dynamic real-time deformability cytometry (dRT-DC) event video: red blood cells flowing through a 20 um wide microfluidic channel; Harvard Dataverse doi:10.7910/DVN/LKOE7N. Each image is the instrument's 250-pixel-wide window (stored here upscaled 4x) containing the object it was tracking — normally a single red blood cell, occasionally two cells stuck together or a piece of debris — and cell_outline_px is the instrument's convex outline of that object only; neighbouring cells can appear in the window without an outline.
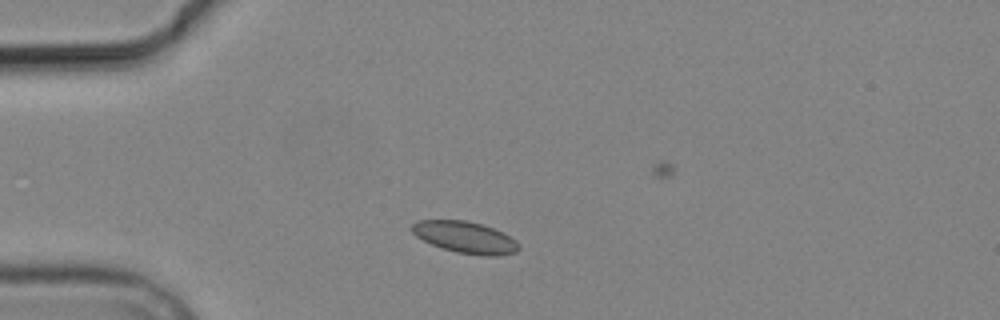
{"species": "common noctule bat (a hibernating species)", "species_latin": "Nyctalus noctula", "temperature_condition": "cold", "stored_images_in_passage": 6, "camera_frame_rate_fps": 3000, "um_per_image_px": 0.085, "animal": {"sex": "male", "body_mass_g": 19.2, "forearm_length_mm": 51.8}, "frame": {"image": 1, "passage_image": 1, "time_ms": 0.0, "image_size_px": [1000, 320], "cell_outline_px": [[520, 248], [516, 252], [496, 256], [480, 256], [456, 252], [440, 248], [416, 236], [412, 232], [412, 224], [420, 220], [468, 220], [484, 224], [516, 240]], "centroid_in_image_um": [39.54, 20.17], "position_along_channel_um": 45.5, "area_um2": 19.71}}
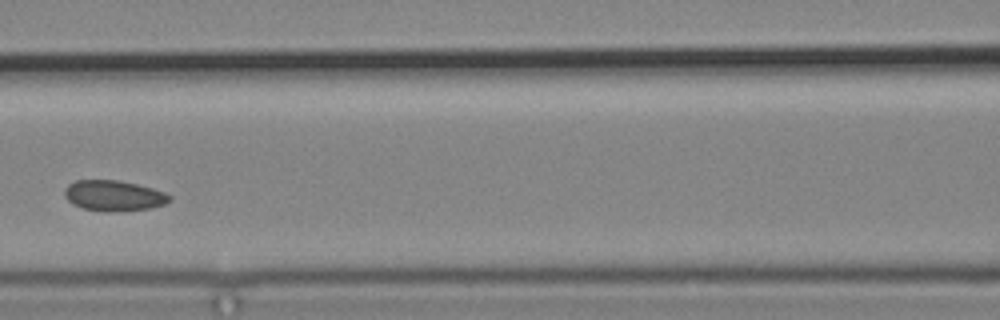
{"frame": {"image": 2, "passage_image": 4, "time_ms": 3.667, "image_size_px": [1000, 320], "cell_outline_px": [[172, 196], [164, 204], [152, 208], [112, 212], [104, 212], [84, 208], [72, 204], [64, 196], [64, 188], [68, 184], [76, 180], [116, 180], [136, 184], [152, 188], [164, 192]], "centroid_in_image_um": [9.63, 16.63], "position_along_channel_um": 157.0, "area_um2": 18.73}}
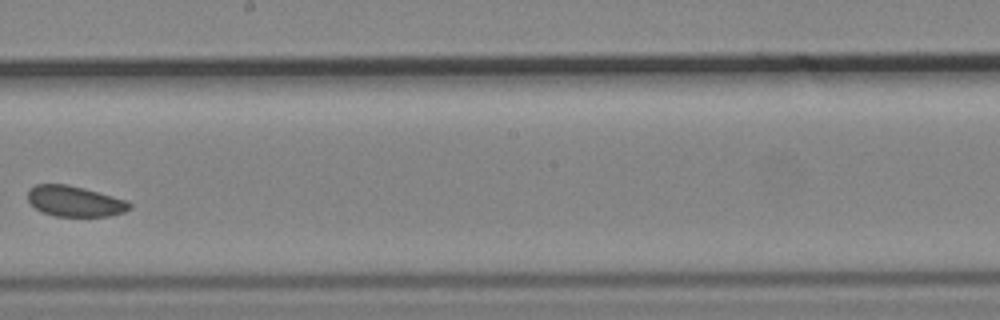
{"frame": {"image": 3, "passage_image": 6, "time_ms": 6.0, "image_size_px": [1000, 320], "cell_outline_px": [[132, 208], [124, 212], [108, 216], [52, 216], [36, 208], [28, 200], [28, 192], [36, 184], [68, 184], [84, 188], [112, 196], [124, 200], [132, 204]], "centroid_in_image_um": [6.36, 17.11], "position_along_channel_um": 241.8, "area_um2": 17.98}}